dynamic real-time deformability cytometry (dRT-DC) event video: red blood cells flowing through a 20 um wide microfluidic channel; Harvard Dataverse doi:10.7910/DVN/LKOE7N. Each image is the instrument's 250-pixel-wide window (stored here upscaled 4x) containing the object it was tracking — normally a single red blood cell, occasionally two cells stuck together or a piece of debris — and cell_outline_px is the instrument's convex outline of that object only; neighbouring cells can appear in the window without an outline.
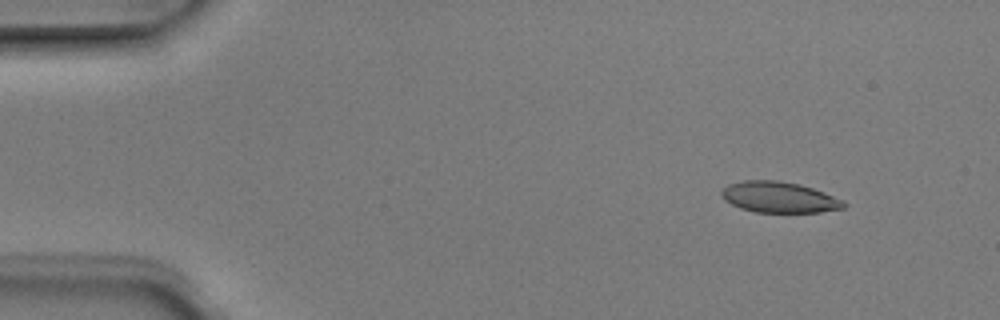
{"species": "Egyptian fruit bat (a non-hibernating species)", "species_latin": "Rousettus aegyptiacus", "temperature_condition": "room temperature", "stored_images_in_passage": 5, "camera_frame_rate_fps": 3000, "um_per_image_px": 0.085, "animal": {"sex": "male"}, "frame": {"image": 1, "passage_image": 2, "time_ms": 0.333, "image_size_px": [1000, 320], "cell_outline_px": [[848, 204], [844, 208], [820, 212], [756, 212], [740, 208], [724, 200], [720, 196], [720, 192], [728, 184], [744, 180], [780, 180], [800, 184], [812, 188], [844, 200]], "centroid_in_image_um": [66.22, 16.76], "position_along_channel_um": 18.8, "area_um2": 22.14}}
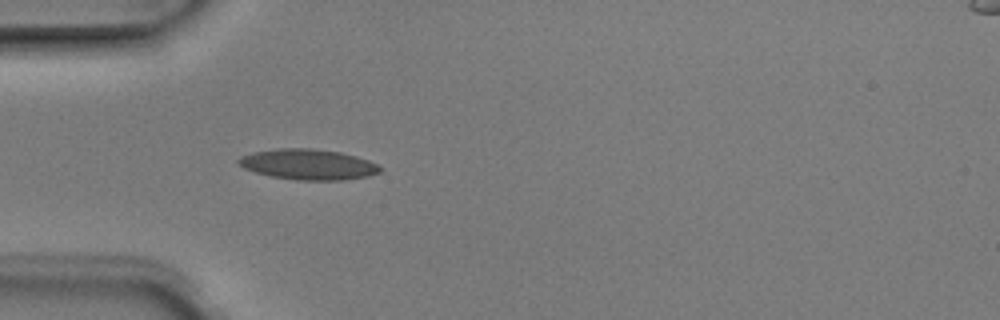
{"frame": {"image": 2, "passage_image": 5, "time_ms": 1.333, "image_size_px": [1000, 320], "cell_outline_px": [[384, 168], [380, 172], [368, 176], [344, 180], [296, 180], [272, 176], [256, 172], [244, 168], [236, 164], [236, 160], [240, 156], [252, 152], [276, 148], [312, 148], [340, 152], [356, 156], [368, 160]], "centroid_in_image_um": [26.18, 13.97], "position_along_channel_um": 58.8, "area_um2": 25.37}}